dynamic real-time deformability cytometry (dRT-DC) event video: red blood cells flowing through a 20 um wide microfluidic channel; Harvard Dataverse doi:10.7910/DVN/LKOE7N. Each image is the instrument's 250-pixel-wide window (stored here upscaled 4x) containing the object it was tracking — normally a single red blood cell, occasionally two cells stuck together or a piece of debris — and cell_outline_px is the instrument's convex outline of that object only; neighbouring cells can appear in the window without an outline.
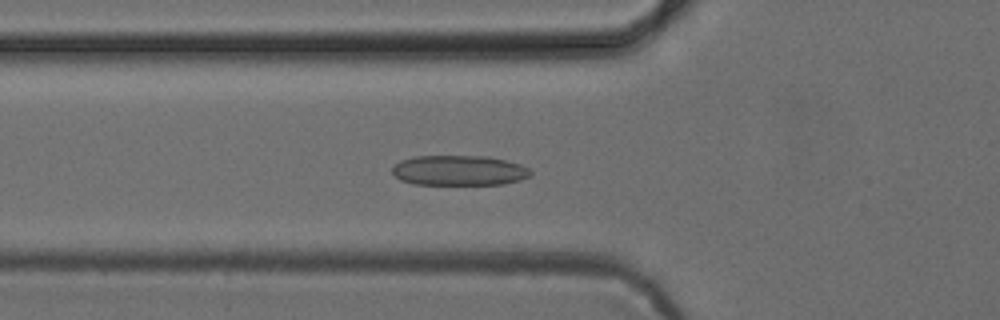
{"species": "common noctule bat (a hibernating species)", "species_latin": "Nyctalus noctula", "temperature_condition": "cold", "stored_images_in_passage": 36, "camera_frame_rate_fps": 3000, "um_per_image_px": 0.085, "animal": {"sex": "female", "body_mass_g": 24.6, "forearm_length_mm": 56.2}, "frame": {"image": 1, "passage_image": 12, "time_ms": 3.667, "image_size_px": [1000, 320], "cell_outline_px": [[532, 172], [528, 176], [520, 180], [504, 184], [412, 184], [400, 180], [392, 172], [392, 168], [400, 160], [412, 156], [488, 156], [520, 164], [528, 168]], "centroid_in_image_um": [38.99, 14.48], "position_along_channel_um": 86.8, "area_um2": 24.28}}
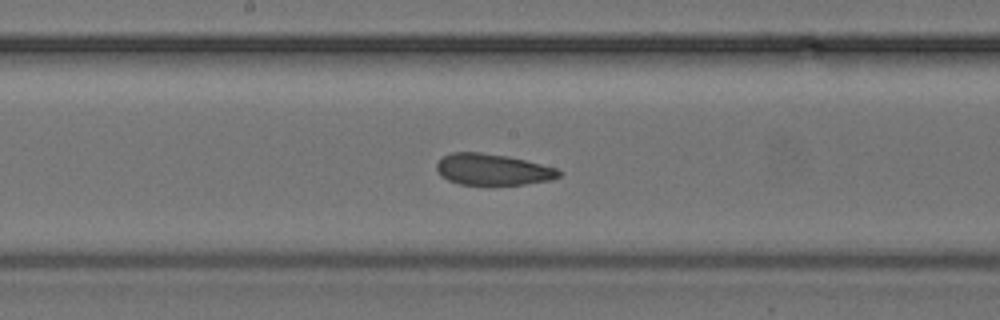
{"frame": {"image": 2, "passage_image": 21, "time_ms": 6.667, "image_size_px": [1000, 320], "cell_outline_px": [[564, 172], [560, 176], [552, 180], [524, 184], [460, 184], [448, 180], [440, 176], [436, 168], [436, 164], [444, 156], [452, 152], [480, 152], [508, 156], [556, 168]], "centroid_in_image_um": [41.88, 14.4], "position_along_channel_um": 206.3, "area_um2": 22.2}}
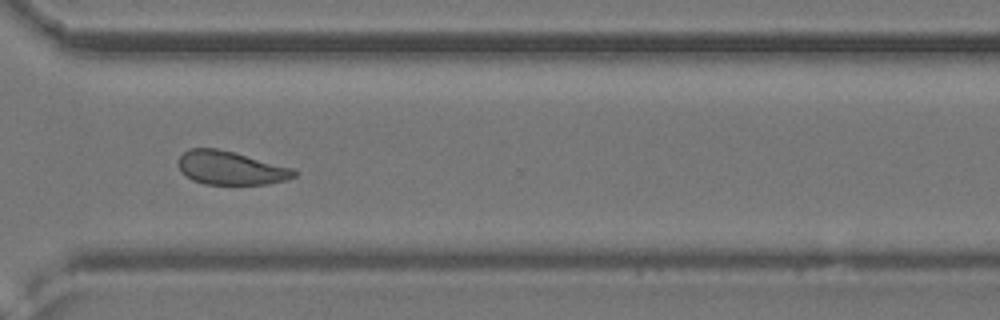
{"frame": {"image": 3, "passage_image": 32, "time_ms": 10.333, "image_size_px": [1000, 320], "cell_outline_px": [[300, 172], [296, 176], [288, 180], [268, 184], [204, 184], [192, 180], [184, 176], [180, 172], [180, 156], [188, 148], [216, 148], [232, 152], [292, 168]], "centroid_in_image_um": [19.61, 14.29], "position_along_channel_um": 351.0, "area_um2": 22.54}}